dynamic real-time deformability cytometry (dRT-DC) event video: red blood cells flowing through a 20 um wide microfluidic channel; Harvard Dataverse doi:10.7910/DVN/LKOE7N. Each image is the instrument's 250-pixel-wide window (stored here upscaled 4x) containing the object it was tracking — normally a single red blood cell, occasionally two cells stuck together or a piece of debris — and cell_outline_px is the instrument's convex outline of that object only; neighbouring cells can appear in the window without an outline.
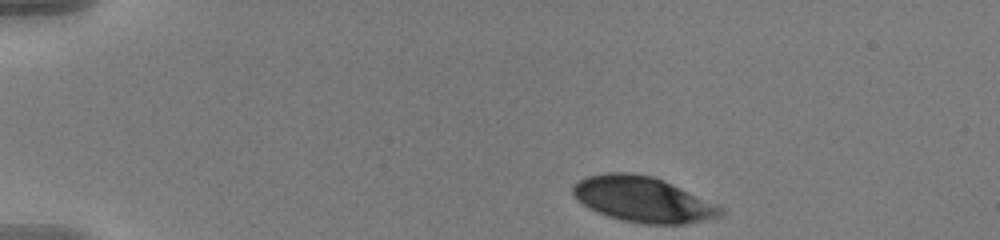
{"species": "human", "species_latin": "Homo sapiens", "temperature_condition": "warm", "stored_images_in_passage": 7, "camera_frame_rate_fps": 3000, "um_per_image_px": 0.085, "donor": {"sex": "male"}, "frame": {"image": 1, "passage_image": 1, "time_ms": 0.0, "image_size_px": [1000, 240], "cell_outline_px": [[724, 212], [720, 216], [684, 224], [644, 224], [620, 220], [608, 216], [584, 204], [572, 192], [572, 188], [580, 180], [588, 176], [608, 172], [628, 172], [652, 176], [664, 180], [716, 204], [724, 208]], "centroid_in_image_um": [54.68, 16.95], "position_along_channel_um": 30.3, "area_um2": 38.55}}
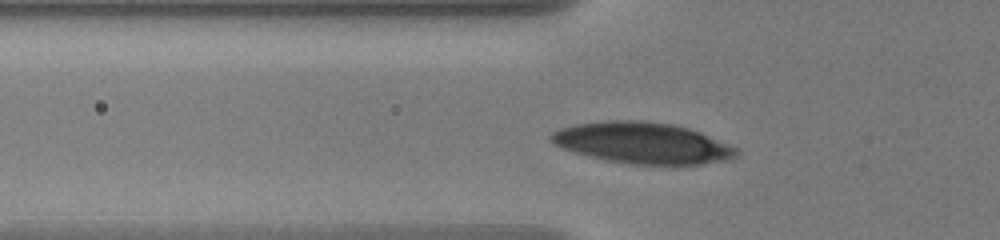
{"frame": {"image": 2, "passage_image": 5, "time_ms": 1.333, "image_size_px": [1000, 240], "cell_outline_px": [[740, 152], [736, 156], [728, 160], [704, 164], [628, 164], [608, 160], [576, 152], [564, 148], [556, 144], [548, 136], [552, 132], [560, 128], [572, 124], [608, 120], [644, 120], [672, 124], [688, 128], [700, 132], [740, 148]], "centroid_in_image_um": [54.66, 12.14], "position_along_channel_um": 71.1, "area_um2": 44.51}}
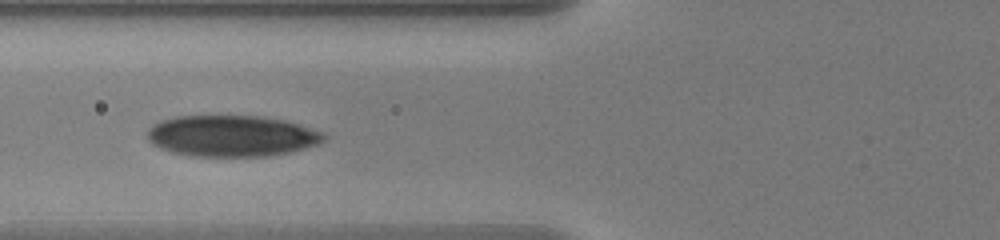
{"frame": {"image": 3, "passage_image": 6, "time_ms": 1.667, "image_size_px": [1000, 240], "cell_outline_px": [[328, 136], [320, 144], [292, 152], [272, 156], [196, 156], [172, 152], [160, 148], [152, 144], [148, 140], [148, 132], [160, 120], [176, 116], [264, 116], [284, 120], [324, 132]], "centroid_in_image_um": [19.76, 11.56], "position_along_channel_um": 106.0, "area_um2": 42.54}}